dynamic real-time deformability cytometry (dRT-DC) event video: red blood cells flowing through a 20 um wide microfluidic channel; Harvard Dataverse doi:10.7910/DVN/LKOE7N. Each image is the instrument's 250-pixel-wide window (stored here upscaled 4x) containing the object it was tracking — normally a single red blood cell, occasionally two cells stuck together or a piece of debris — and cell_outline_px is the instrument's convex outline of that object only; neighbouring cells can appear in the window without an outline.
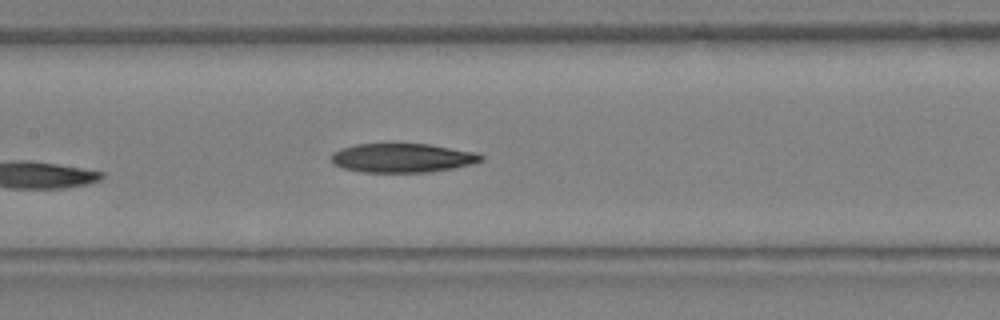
{"species": "Egyptian fruit bat (a non-hibernating species)", "species_latin": "Rousettus aegyptiacus", "temperature_condition": "warm", "stored_images_in_passage": 13, "camera_frame_rate_fps": 3000, "um_per_image_px": 0.085, "animal": {"sex": "female"}, "frame": {"image": 1, "passage_image": 13, "time_ms": 4.0, "image_size_px": [1000, 320], "cell_outline_px": [[484, 160], [472, 164], [452, 168], [428, 172], [364, 172], [344, 168], [336, 164], [332, 160], [332, 152], [340, 148], [356, 144], [432, 144], [476, 152], [484, 156]], "centroid_in_image_um": [34.25, 13.41], "position_along_channel_um": 173.2, "area_um2": 25.32}}